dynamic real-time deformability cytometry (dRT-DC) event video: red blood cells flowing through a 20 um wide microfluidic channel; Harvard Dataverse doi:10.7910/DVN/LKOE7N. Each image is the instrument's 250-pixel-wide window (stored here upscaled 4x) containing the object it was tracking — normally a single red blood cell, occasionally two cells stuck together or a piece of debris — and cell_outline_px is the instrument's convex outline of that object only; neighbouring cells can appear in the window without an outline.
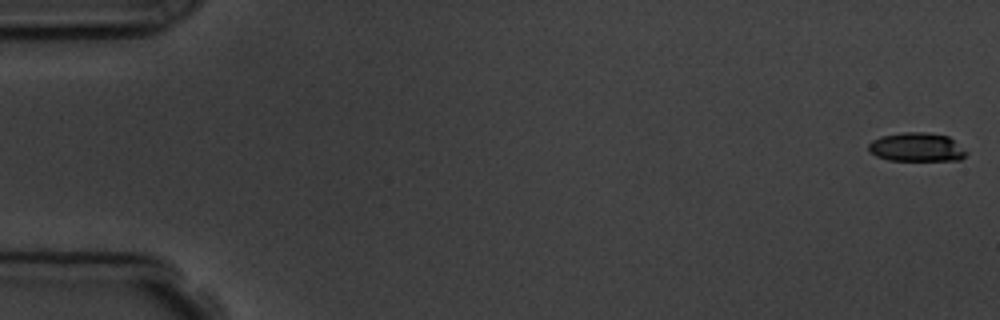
{"species": "common noctule bat (a hibernating species)", "species_latin": "Nyctalus noctula", "temperature_condition": "room temperature", "stored_images_in_passage": 5, "camera_frame_rate_fps": 3000, "um_per_image_px": 0.085, "animal": {"sex": "male", "body_mass_g": 19.5, "forearm_length_mm": 54.6}, "frame": {"image": 1, "passage_image": 1, "time_ms": 0.0, "image_size_px": [1000, 320], "cell_outline_px": [[968, 152], [960, 160], [888, 160], [876, 156], [868, 152], [868, 144], [872, 140], [880, 136], [904, 132], [924, 132], [948, 136]], "centroid_in_image_um": [77.87, 12.51], "position_along_channel_um": 7.1, "area_um2": 16.42}}
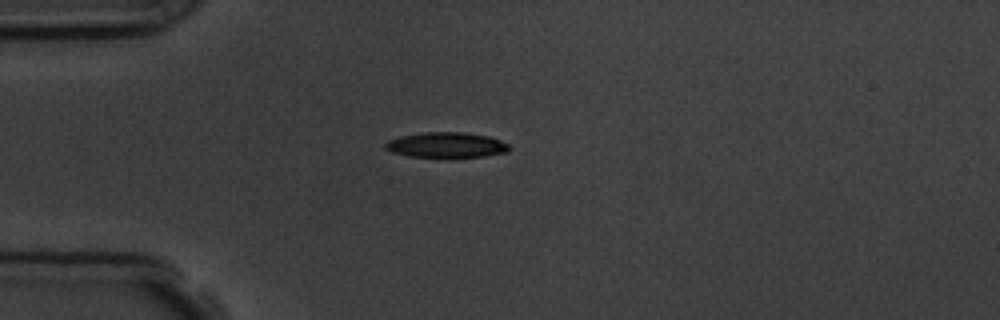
{"frame": {"image": 2, "passage_image": 5, "time_ms": 4.667, "image_size_px": [1000, 320], "cell_outline_px": [[512, 148], [508, 152], [484, 156], [408, 156], [392, 152], [384, 148], [384, 144], [388, 140], [400, 136], [424, 132], [464, 132], [488, 136], [500, 140], [508, 144]], "centroid_in_image_um": [37.94, 12.31], "position_along_channel_um": 47.1, "area_um2": 18.09}}